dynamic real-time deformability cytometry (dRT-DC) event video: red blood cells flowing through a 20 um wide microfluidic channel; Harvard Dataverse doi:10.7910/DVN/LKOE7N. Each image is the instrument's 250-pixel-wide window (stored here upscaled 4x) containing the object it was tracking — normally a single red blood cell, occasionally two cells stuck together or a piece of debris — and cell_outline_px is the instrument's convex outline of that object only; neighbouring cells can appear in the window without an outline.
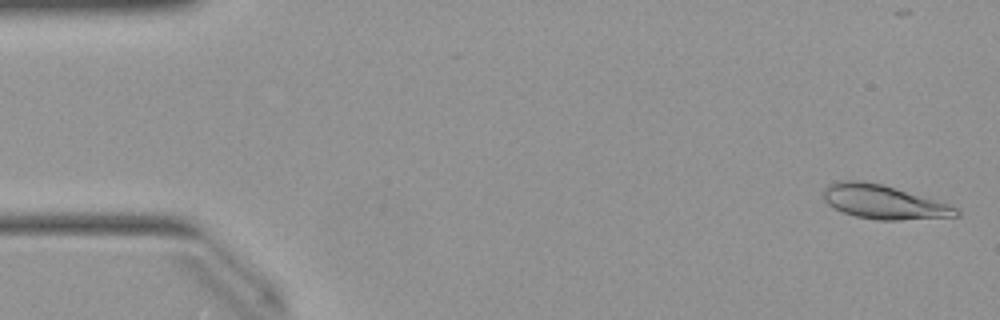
{"species": "Egyptian fruit bat (a non-hibernating species)", "species_latin": "Rousettus aegyptiacus", "temperature_condition": "warm", "stored_images_in_passage": 51, "camera_frame_rate_fps": 3000, "um_per_image_px": 0.085, "animal": {"sex": "female"}, "frame": {"image": 1, "passage_image": 2, "time_ms": 0.333, "image_size_px": [1000, 320], "cell_outline_px": [[960, 216], [900, 220], [880, 220], [856, 216], [844, 212], [828, 204], [824, 200], [824, 188], [828, 184], [836, 180], [864, 180], [944, 200], [956, 208], [960, 212]], "centroid_in_image_um": [75.17, 17.15], "position_along_channel_um": 9.8, "area_um2": 26.65}}
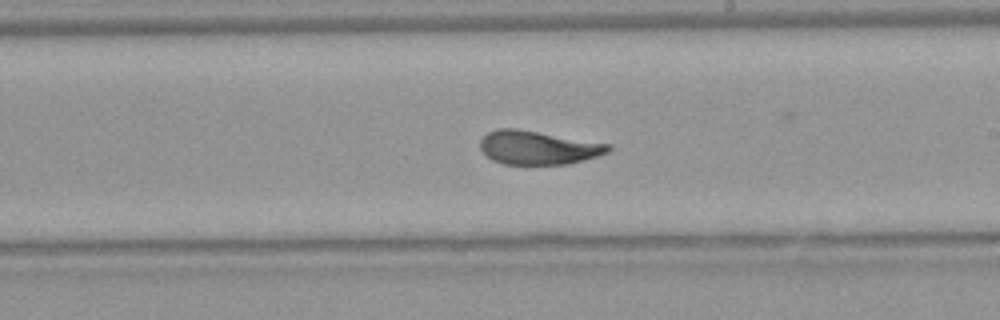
{"frame": {"image": 2, "passage_image": 29, "time_ms": 9.333, "image_size_px": [1000, 320], "cell_outline_px": [[612, 148], [608, 152], [596, 156], [568, 164], [504, 164], [492, 160], [480, 148], [480, 140], [488, 132], [500, 128], [516, 128], [612, 144]], "centroid_in_image_um": [45.74, 12.54], "position_along_channel_um": 243.3, "area_um2": 25.03}}
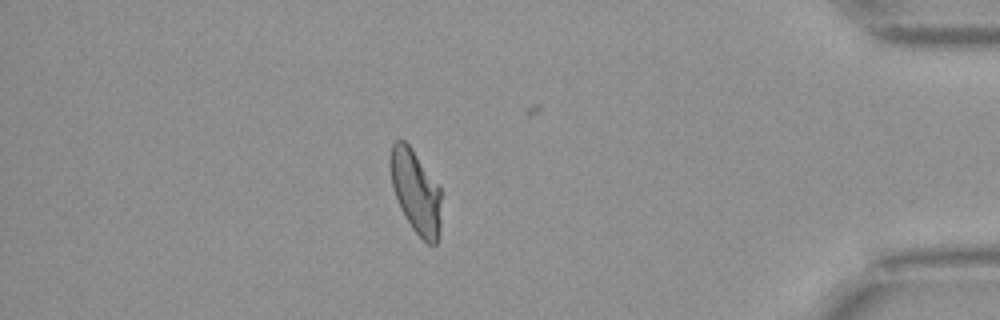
{"frame": {"image": 3, "passage_image": 44, "time_ms": 14.333, "image_size_px": [1000, 320], "cell_outline_px": [[440, 224], [436, 244], [428, 244], [412, 228], [400, 208], [392, 188], [392, 144], [396, 140], [404, 140], [412, 148], [440, 188]], "centroid_in_image_um": [35.35, 16.31], "position_along_channel_um": 399.8, "area_um2": 23.99}, "authors_computed_cell_mechanics": {"area_um2": 25.432, "velocity_mm_per_s": 3.9965, "shape_relaxation_time_tau1_ms": 5.3769, "shape_relaxation_time_tau2_ms": 0.8208, "deformation_change_tau1": 0.1875, "deformation_change_tau2": 0.0619}}